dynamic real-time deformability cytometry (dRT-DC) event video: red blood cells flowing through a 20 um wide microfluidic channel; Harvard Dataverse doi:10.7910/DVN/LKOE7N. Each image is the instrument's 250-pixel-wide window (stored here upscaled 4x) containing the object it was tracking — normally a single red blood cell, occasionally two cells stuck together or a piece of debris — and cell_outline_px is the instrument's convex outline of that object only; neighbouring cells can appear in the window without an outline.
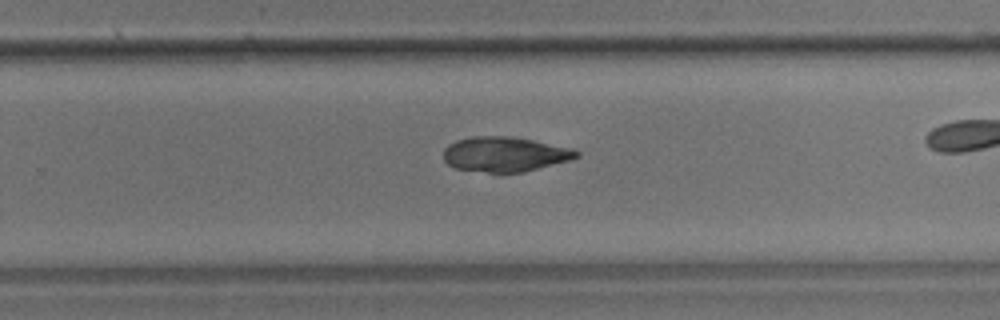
{"species": "common noctule bat (a hibernating species)", "species_latin": "Nyctalus noctula", "temperature_condition": "room temperature", "stored_images_in_passage": 29, "camera_frame_rate_fps": 3000, "um_per_image_px": 0.085, "animal": {"sex": "male", "body_mass_g": 17.9}, "frame": {"image": 1, "passage_image": 21, "time_ms": 6.667, "image_size_px": [1000, 320], "cell_outline_px": [[580, 156], [572, 160], [524, 172], [500, 176], [452, 168], [444, 160], [444, 148], [448, 144], [456, 140], [472, 136], [508, 136], [532, 140], [572, 148], [580, 152]], "centroid_in_image_um": [42.89, 13.16], "position_along_channel_um": 286.9, "area_um2": 28.03}}